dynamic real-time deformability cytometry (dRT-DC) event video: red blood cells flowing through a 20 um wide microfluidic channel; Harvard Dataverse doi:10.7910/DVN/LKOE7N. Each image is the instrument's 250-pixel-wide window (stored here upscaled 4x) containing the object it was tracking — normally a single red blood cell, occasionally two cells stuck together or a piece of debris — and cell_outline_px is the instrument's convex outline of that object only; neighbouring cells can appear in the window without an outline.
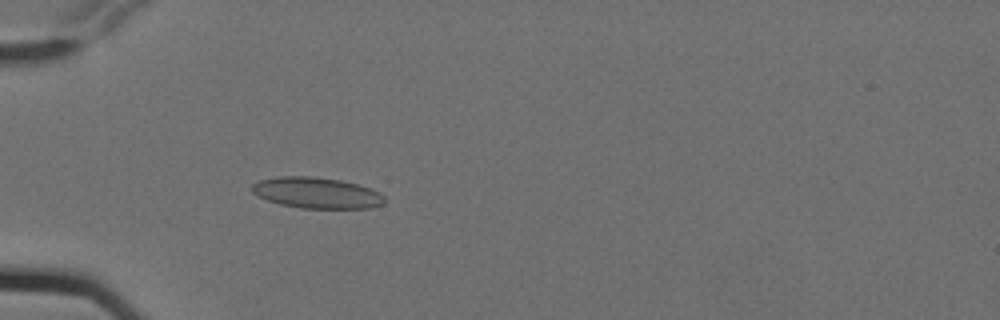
{"species": "Egyptian fruit bat (a non-hibernating species)", "species_latin": "Rousettus aegyptiacus", "temperature_condition": "cold", "stored_images_in_passage": 5, "camera_frame_rate_fps": 3000, "um_per_image_px": 0.085, "animal": {"sex": "female"}, "frame": {"image": 1, "passage_image": 5, "time_ms": 1.333, "image_size_px": [1000, 320], "cell_outline_px": [[384, 204], [368, 208], [300, 208], [280, 204], [268, 200], [252, 192], [252, 184], [260, 180], [280, 176], [312, 176], [340, 180], [356, 184], [368, 188], [384, 196]], "centroid_in_image_um": [26.9, 16.39], "position_along_channel_um": 58.1, "area_um2": 23.64}}